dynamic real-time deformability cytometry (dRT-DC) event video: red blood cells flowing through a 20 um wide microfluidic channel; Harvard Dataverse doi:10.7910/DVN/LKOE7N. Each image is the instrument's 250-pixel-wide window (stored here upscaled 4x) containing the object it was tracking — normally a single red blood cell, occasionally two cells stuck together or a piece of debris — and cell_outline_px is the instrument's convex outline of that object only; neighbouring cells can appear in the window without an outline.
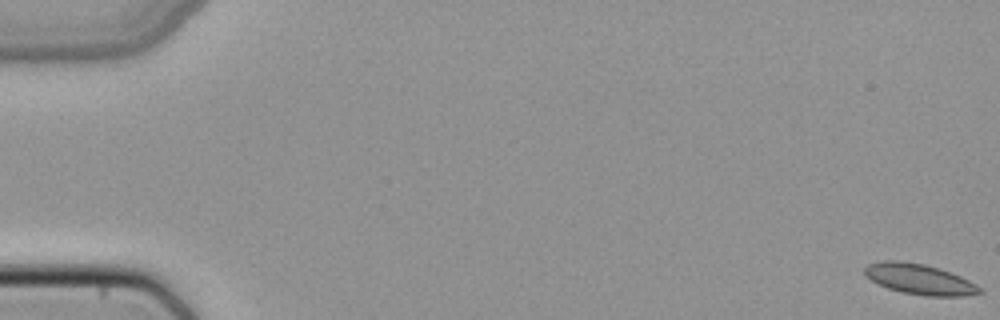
{"species": "common noctule bat (a hibernating species)", "species_latin": "Nyctalus noctula", "temperature_condition": "cold", "stored_images_in_passage": 52, "camera_frame_rate_fps": 3000, "um_per_image_px": 0.085, "animal": {"sex": "female", "body_mass_g": 22.7, "forearm_length_mm": 54.2}, "frame": {"image": 1, "passage_image": 1, "time_ms": 0.0, "image_size_px": [1000, 320], "cell_outline_px": [[984, 292], [964, 296], [928, 296], [904, 292], [888, 288], [864, 276], [864, 268], [868, 264], [884, 260], [900, 260], [924, 264], [940, 268], [960, 276], [984, 288]], "centroid_in_image_um": [78.18, 23.72], "position_along_channel_um": 6.8, "area_um2": 20.46}}
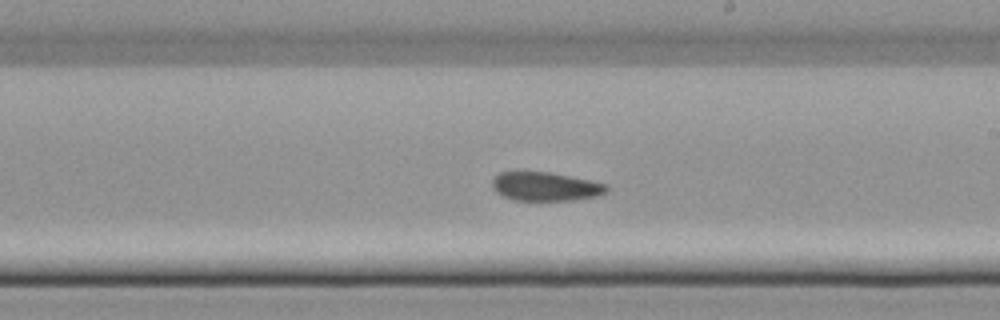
{"frame": {"image": 2, "passage_image": 31, "time_ms": 10.0, "image_size_px": [1000, 320], "cell_outline_px": [[608, 192], [596, 196], [572, 200], [516, 200], [500, 196], [492, 188], [492, 180], [500, 172], [552, 172], [608, 184]], "centroid_in_image_um": [46.36, 15.85], "position_along_channel_um": 242.6, "area_um2": 19.25}}
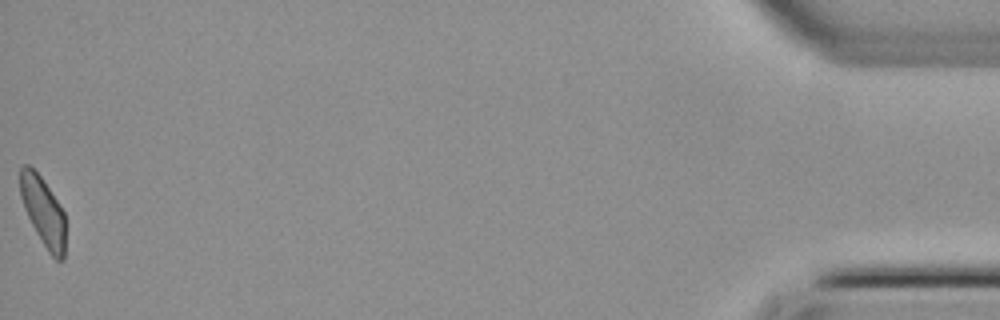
{"frame": {"image": 3, "passage_image": 52, "time_ms": 17.0, "image_size_px": [1000, 320], "cell_outline_px": [[64, 260], [56, 260], [48, 252], [36, 232], [24, 208], [20, 196], [20, 168], [24, 164], [28, 164], [40, 176], [60, 204], [64, 212]], "centroid_in_image_um": [3.66, 17.97], "position_along_channel_um": 431.5, "area_um2": 17.98}}